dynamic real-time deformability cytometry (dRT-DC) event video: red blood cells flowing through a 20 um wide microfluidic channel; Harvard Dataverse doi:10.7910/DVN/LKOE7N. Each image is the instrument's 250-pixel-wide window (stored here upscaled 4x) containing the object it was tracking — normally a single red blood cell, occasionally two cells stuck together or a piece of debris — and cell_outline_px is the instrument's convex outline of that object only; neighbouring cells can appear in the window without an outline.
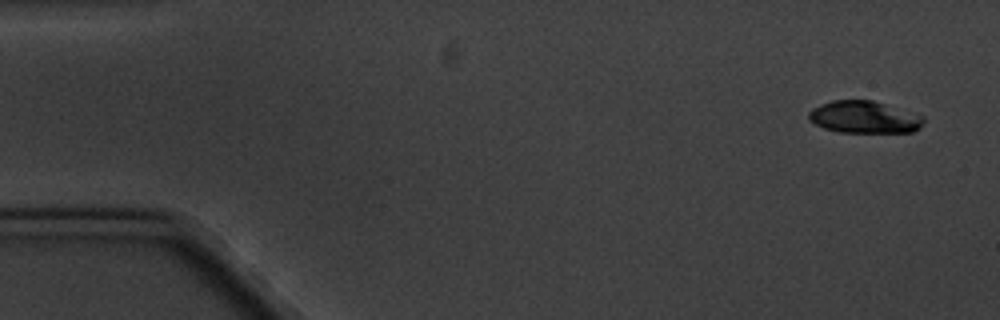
{"species": "common noctule bat (a hibernating species)", "species_latin": "Nyctalus noctula", "temperature_condition": "cold", "stored_images_in_passage": 5, "camera_frame_rate_fps": 3000, "um_per_image_px": 0.085, "animal": {"sex": "male", "body_mass_g": 20.1, "forearm_length_mm": 53.5}, "frame": {"image": 1, "passage_image": 1, "time_ms": 0.0, "image_size_px": [1000, 320], "cell_outline_px": [[924, 120], [920, 128], [912, 132], [840, 132], [824, 128], [808, 120], [808, 112], [812, 108], [820, 104], [832, 100], [872, 100], [924, 116]], "centroid_in_image_um": [73.44, 9.95], "position_along_channel_um": 11.6, "area_um2": 21.5}}
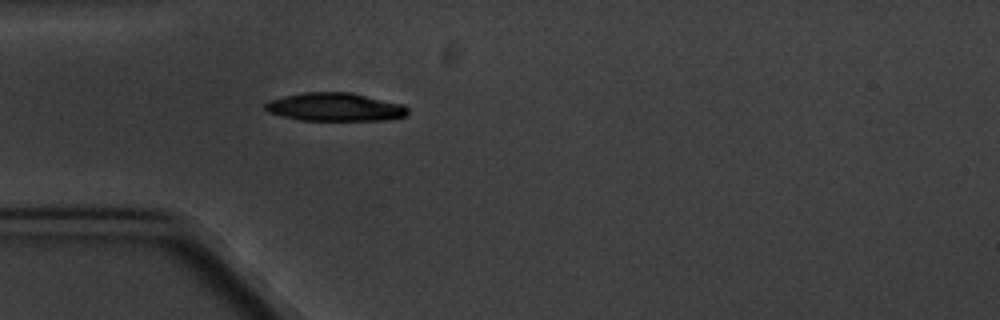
{"frame": {"image": 2, "passage_image": 5, "time_ms": 4.667, "image_size_px": [1000, 320], "cell_outline_px": [[408, 116], [388, 120], [300, 120], [268, 112], [264, 108], [264, 104], [268, 100], [284, 96], [304, 92], [348, 92], [404, 104], [408, 108]], "centroid_in_image_um": [28.49, 9.1], "position_along_channel_um": 56.5, "area_um2": 23.52}}